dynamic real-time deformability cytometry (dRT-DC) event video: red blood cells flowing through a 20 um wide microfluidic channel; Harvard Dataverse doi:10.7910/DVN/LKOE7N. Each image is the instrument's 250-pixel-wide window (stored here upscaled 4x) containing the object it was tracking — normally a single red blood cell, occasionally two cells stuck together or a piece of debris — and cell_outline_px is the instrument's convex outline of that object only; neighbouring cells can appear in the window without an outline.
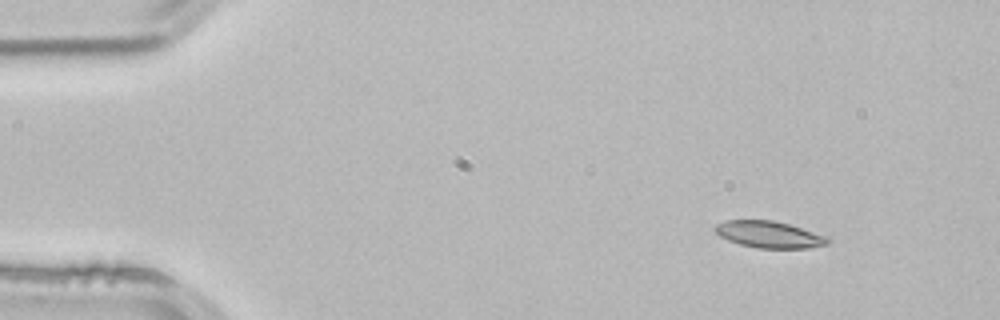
{"species": "common noctule bat (a hibernating species)", "species_latin": "Nyctalus noctula", "temperature_condition": "room temperature", "stored_images_in_passage": 3, "camera_frame_rate_fps": 3000, "um_per_image_px": 0.085, "animal": {"sex": "male", "body_mass_g": 21.5, "forearm_length_mm": 52.0}, "frame": {"image": 1, "passage_image": 1, "time_ms": 0.0, "image_size_px": [1000, 320], "cell_outline_px": [[832, 240], [828, 244], [808, 248], [756, 248], [740, 244], [728, 240], [720, 236], [712, 228], [716, 224], [724, 220], [772, 220], [788, 224], [828, 236]], "centroid_in_image_um": [65.38, 19.93], "position_along_channel_um": 19.6, "area_um2": 17.63}}
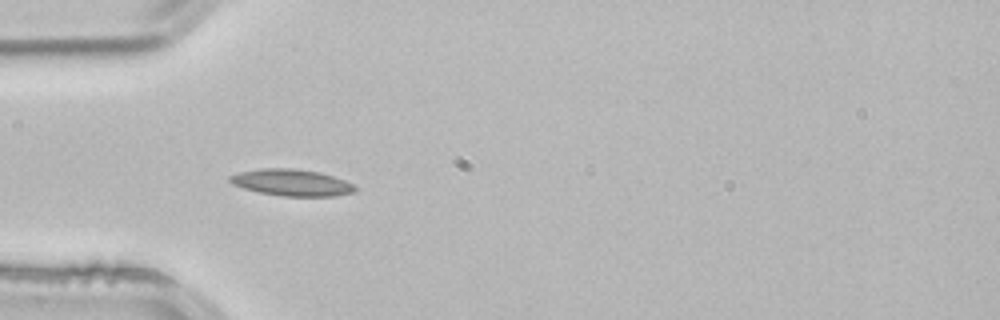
{"frame": {"image": 2, "passage_image": 3, "time_ms": 0.667, "image_size_px": [1000, 320], "cell_outline_px": [[356, 192], [336, 196], [280, 196], [260, 192], [244, 188], [232, 184], [228, 180], [228, 176], [240, 172], [260, 168], [296, 168], [320, 172], [344, 180], [352, 184], [356, 188]], "centroid_in_image_um": [24.79, 15.51], "position_along_channel_um": 60.2, "area_um2": 19.48}}